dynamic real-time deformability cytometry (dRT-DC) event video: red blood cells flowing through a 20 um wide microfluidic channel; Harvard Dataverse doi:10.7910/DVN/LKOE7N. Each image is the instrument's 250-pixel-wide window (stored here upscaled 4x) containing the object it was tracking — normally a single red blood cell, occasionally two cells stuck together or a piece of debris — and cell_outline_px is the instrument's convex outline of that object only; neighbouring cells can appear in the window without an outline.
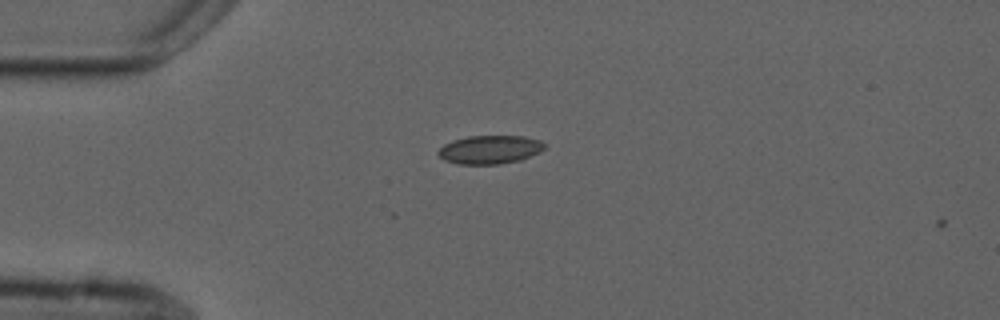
{"species": "common noctule bat (a hibernating species)", "species_latin": "Nyctalus noctula", "temperature_condition": "cold", "stored_images_in_passage": 2, "camera_frame_rate_fps": 3000, "um_per_image_px": 0.085, "animal": {"sex": "male", "forearm_length_mm": 52.5}, "frame": {"image": 1, "passage_image": 1, "time_ms": 0.0, "image_size_px": [1000, 320], "cell_outline_px": [[548, 144], [540, 152], [520, 160], [500, 164], [456, 164], [444, 160], [436, 152], [444, 144], [452, 140], [468, 136], [524, 136], [540, 140]], "centroid_in_image_um": [41.64, 12.71], "position_along_channel_um": 43.4, "area_um2": 17.8}}